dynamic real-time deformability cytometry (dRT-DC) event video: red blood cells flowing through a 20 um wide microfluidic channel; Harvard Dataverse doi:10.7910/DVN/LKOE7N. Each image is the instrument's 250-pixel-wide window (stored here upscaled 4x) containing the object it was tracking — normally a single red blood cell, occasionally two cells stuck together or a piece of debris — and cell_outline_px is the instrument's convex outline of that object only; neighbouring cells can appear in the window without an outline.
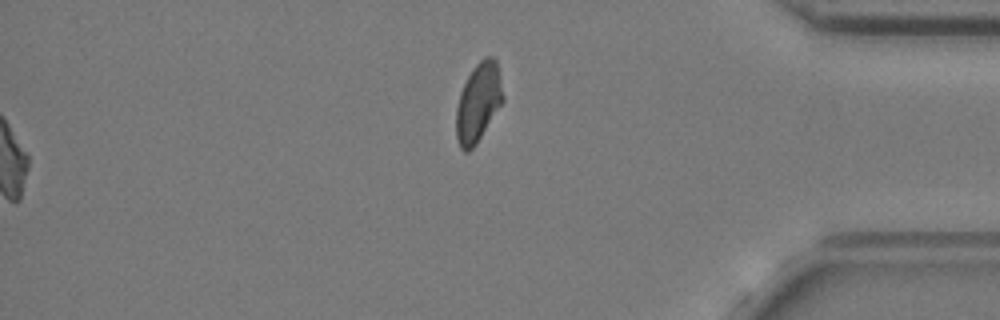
{"species": "common noctule bat (a hibernating species)", "species_latin": "Nyctalus noctula", "temperature_condition": "cold", "stored_images_in_passage": 57, "segment_of_instrument_passage": [2, 2], "camera_frame_rate_fps": 3000, "um_per_image_px": 0.085, "animal": {"sex": "female", "body_mass_g": 24.6, "forearm_length_mm": 56.2}, "frame": {"image": 1, "passage_image": 57, "time_ms": 18.667, "image_size_px": [1000, 320], "cell_outline_px": [[504, 100], [476, 144], [468, 152], [464, 152], [460, 148], [456, 136], [456, 108], [460, 92], [472, 68], [484, 56], [492, 56], [496, 60], [504, 96]], "centroid_in_image_um": [40.65, 8.7], "position_along_channel_um": 394.6, "area_um2": 21.44}}